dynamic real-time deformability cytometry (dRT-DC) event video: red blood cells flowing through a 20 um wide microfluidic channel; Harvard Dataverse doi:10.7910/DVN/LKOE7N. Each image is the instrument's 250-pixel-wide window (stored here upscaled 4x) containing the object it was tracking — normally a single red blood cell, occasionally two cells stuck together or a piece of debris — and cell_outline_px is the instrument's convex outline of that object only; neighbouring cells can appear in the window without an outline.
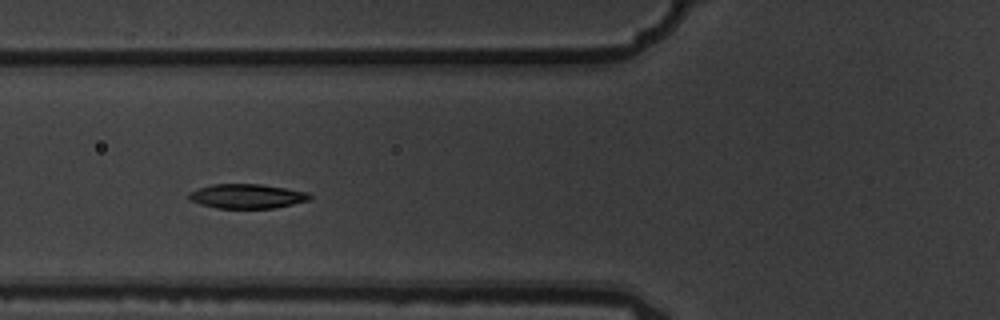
{"species": "common noctule bat (a hibernating species)", "species_latin": "Nyctalus noctula", "temperature_condition": "warm", "stored_images_in_passage": 9, "camera_frame_rate_fps": 3000, "um_per_image_px": 0.085, "animal": {"sex": "male", "body_mass_g": 19.5, "forearm_length_mm": 54.6}, "frame": {"image": 1, "passage_image": 4, "time_ms": 1.0, "image_size_px": [1000, 320], "cell_outline_px": [[312, 196], [308, 200], [292, 204], [272, 208], [216, 208], [200, 204], [188, 200], [188, 192], [212, 184], [260, 184], [308, 192]], "centroid_in_image_um": [20.95, 16.68], "position_along_channel_um": 104.9, "area_um2": 17.11}}
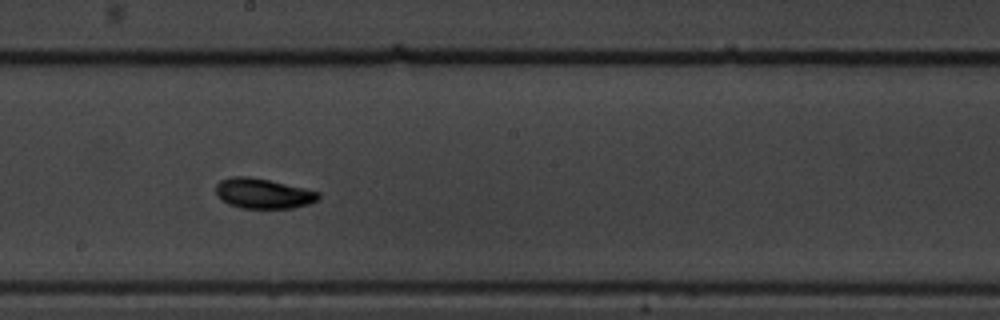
{"frame": {"image": 2, "passage_image": 7, "time_ms": 2.0, "image_size_px": [1000, 320], "cell_outline_px": [[320, 196], [316, 200], [308, 204], [292, 208], [240, 208], [228, 204], [220, 200], [216, 196], [216, 184], [220, 180], [232, 176], [248, 176], [268, 180], [320, 192]], "centroid_in_image_um": [22.3, 16.45], "position_along_channel_um": 225.9, "area_um2": 17.98}}
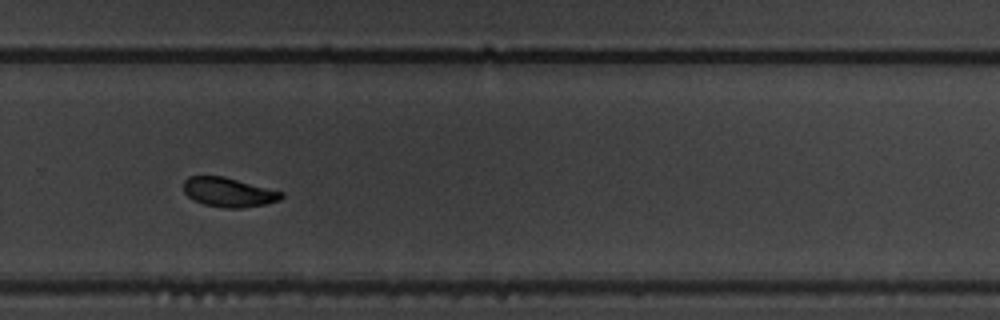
{"frame": {"image": 3, "passage_image": 9, "time_ms": 2.667, "image_size_px": [1000, 320], "cell_outline_px": [[284, 196], [280, 200], [268, 204], [244, 208], [224, 208], [204, 204], [192, 200], [184, 192], [184, 180], [188, 176], [224, 176], [284, 192]], "centroid_in_image_um": [19.45, 16.35], "position_along_channel_um": 310.3, "area_um2": 16.94}}